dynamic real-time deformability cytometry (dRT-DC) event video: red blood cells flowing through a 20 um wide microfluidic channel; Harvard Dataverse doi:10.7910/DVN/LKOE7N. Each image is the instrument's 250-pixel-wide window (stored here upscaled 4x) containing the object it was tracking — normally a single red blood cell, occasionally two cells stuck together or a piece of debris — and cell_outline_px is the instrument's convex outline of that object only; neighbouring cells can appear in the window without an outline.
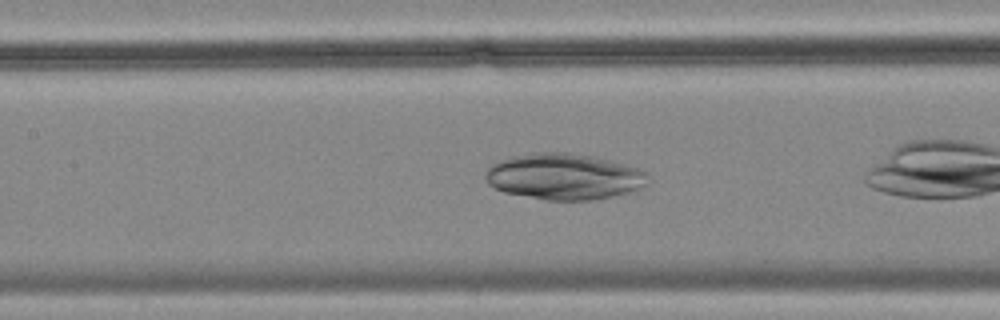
{"species": "common noctule bat (a hibernating species)", "species_latin": "Nyctalus noctula", "temperature_condition": "cold", "stored_images_in_passage": 29, "camera_frame_rate_fps": 3000, "um_per_image_px": 0.085, "animal": {"sex": "female", "body_mass_g": 18.4}, "frame": {"image": 1, "passage_image": 9, "time_ms": 2.667, "image_size_px": [1000, 320], "cell_outline_px": [[648, 184], [636, 192], [592, 200], [548, 200], [504, 192], [492, 188], [484, 180], [484, 176], [488, 168], [492, 164], [512, 156], [528, 152], [572, 152], [596, 156], [640, 168], [648, 172]], "centroid_in_image_um": [47.99, 15.0], "position_along_channel_um": 159.4, "area_um2": 44.56}}